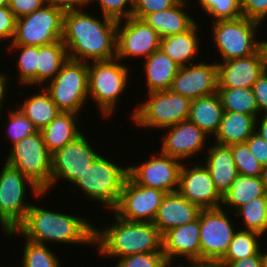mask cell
Returning a JSON list of instances; mask_svg holds the SVG:
<instances>
[{"instance_id": "cell-5", "label": "cell", "mask_w": 267, "mask_h": 267, "mask_svg": "<svg viewBox=\"0 0 267 267\" xmlns=\"http://www.w3.org/2000/svg\"><path fill=\"white\" fill-rule=\"evenodd\" d=\"M114 162L100 154L73 183L86 198L100 202L111 211L118 204L128 177V166L123 168Z\"/></svg>"}, {"instance_id": "cell-51", "label": "cell", "mask_w": 267, "mask_h": 267, "mask_svg": "<svg viewBox=\"0 0 267 267\" xmlns=\"http://www.w3.org/2000/svg\"><path fill=\"white\" fill-rule=\"evenodd\" d=\"M256 119L255 132L259 134L264 140L267 141V115H261ZM259 119V120H258Z\"/></svg>"}, {"instance_id": "cell-23", "label": "cell", "mask_w": 267, "mask_h": 267, "mask_svg": "<svg viewBox=\"0 0 267 267\" xmlns=\"http://www.w3.org/2000/svg\"><path fill=\"white\" fill-rule=\"evenodd\" d=\"M208 148L204 165L210 172L215 189L223 196L238 176L231 147L214 143Z\"/></svg>"}, {"instance_id": "cell-20", "label": "cell", "mask_w": 267, "mask_h": 267, "mask_svg": "<svg viewBox=\"0 0 267 267\" xmlns=\"http://www.w3.org/2000/svg\"><path fill=\"white\" fill-rule=\"evenodd\" d=\"M165 135L162 136L160 152L164 155L176 158L180 161L192 159L194 155L202 152L209 135L201 130L196 124L189 120L167 127ZM169 130V131H168ZM168 131V132H167Z\"/></svg>"}, {"instance_id": "cell-16", "label": "cell", "mask_w": 267, "mask_h": 267, "mask_svg": "<svg viewBox=\"0 0 267 267\" xmlns=\"http://www.w3.org/2000/svg\"><path fill=\"white\" fill-rule=\"evenodd\" d=\"M182 164V161L159 151L143 163L128 165V176L138 185L159 189L165 193L176 192Z\"/></svg>"}, {"instance_id": "cell-6", "label": "cell", "mask_w": 267, "mask_h": 267, "mask_svg": "<svg viewBox=\"0 0 267 267\" xmlns=\"http://www.w3.org/2000/svg\"><path fill=\"white\" fill-rule=\"evenodd\" d=\"M146 100L137 104L131 120L139 128L165 129L188 120L191 100L168 90L146 93Z\"/></svg>"}, {"instance_id": "cell-57", "label": "cell", "mask_w": 267, "mask_h": 267, "mask_svg": "<svg viewBox=\"0 0 267 267\" xmlns=\"http://www.w3.org/2000/svg\"><path fill=\"white\" fill-rule=\"evenodd\" d=\"M8 1L9 0H0V7L8 6Z\"/></svg>"}, {"instance_id": "cell-24", "label": "cell", "mask_w": 267, "mask_h": 267, "mask_svg": "<svg viewBox=\"0 0 267 267\" xmlns=\"http://www.w3.org/2000/svg\"><path fill=\"white\" fill-rule=\"evenodd\" d=\"M189 6L184 1H178L173 7L150 13L142 20L156 31L161 38L184 33L190 30L197 22L191 17L185 7ZM184 9L186 11H184Z\"/></svg>"}, {"instance_id": "cell-18", "label": "cell", "mask_w": 267, "mask_h": 267, "mask_svg": "<svg viewBox=\"0 0 267 267\" xmlns=\"http://www.w3.org/2000/svg\"><path fill=\"white\" fill-rule=\"evenodd\" d=\"M218 89V65L198 62L179 68L170 90L190 100L215 94Z\"/></svg>"}, {"instance_id": "cell-48", "label": "cell", "mask_w": 267, "mask_h": 267, "mask_svg": "<svg viewBox=\"0 0 267 267\" xmlns=\"http://www.w3.org/2000/svg\"><path fill=\"white\" fill-rule=\"evenodd\" d=\"M262 167L267 166V141L254 132L245 142Z\"/></svg>"}, {"instance_id": "cell-47", "label": "cell", "mask_w": 267, "mask_h": 267, "mask_svg": "<svg viewBox=\"0 0 267 267\" xmlns=\"http://www.w3.org/2000/svg\"><path fill=\"white\" fill-rule=\"evenodd\" d=\"M260 115H267V69L252 87ZM262 113V114H260Z\"/></svg>"}, {"instance_id": "cell-17", "label": "cell", "mask_w": 267, "mask_h": 267, "mask_svg": "<svg viewBox=\"0 0 267 267\" xmlns=\"http://www.w3.org/2000/svg\"><path fill=\"white\" fill-rule=\"evenodd\" d=\"M200 164L195 162L188 168L183 162L177 191L201 209L221 208L222 196L215 189L209 170Z\"/></svg>"}, {"instance_id": "cell-19", "label": "cell", "mask_w": 267, "mask_h": 267, "mask_svg": "<svg viewBox=\"0 0 267 267\" xmlns=\"http://www.w3.org/2000/svg\"><path fill=\"white\" fill-rule=\"evenodd\" d=\"M218 88H252L267 69L264 47L246 57L233 58L217 63Z\"/></svg>"}, {"instance_id": "cell-44", "label": "cell", "mask_w": 267, "mask_h": 267, "mask_svg": "<svg viewBox=\"0 0 267 267\" xmlns=\"http://www.w3.org/2000/svg\"><path fill=\"white\" fill-rule=\"evenodd\" d=\"M242 16L260 24L267 17V0H240Z\"/></svg>"}, {"instance_id": "cell-27", "label": "cell", "mask_w": 267, "mask_h": 267, "mask_svg": "<svg viewBox=\"0 0 267 267\" xmlns=\"http://www.w3.org/2000/svg\"><path fill=\"white\" fill-rule=\"evenodd\" d=\"M78 115L80 114L60 112L40 131L47 149L52 154L82 134L78 125L80 120Z\"/></svg>"}, {"instance_id": "cell-54", "label": "cell", "mask_w": 267, "mask_h": 267, "mask_svg": "<svg viewBox=\"0 0 267 267\" xmlns=\"http://www.w3.org/2000/svg\"><path fill=\"white\" fill-rule=\"evenodd\" d=\"M261 179L267 192V166L262 168Z\"/></svg>"}, {"instance_id": "cell-2", "label": "cell", "mask_w": 267, "mask_h": 267, "mask_svg": "<svg viewBox=\"0 0 267 267\" xmlns=\"http://www.w3.org/2000/svg\"><path fill=\"white\" fill-rule=\"evenodd\" d=\"M87 219L33 204L23 222L15 230L4 234L8 237L23 236L29 241L46 245L55 242L94 246V225Z\"/></svg>"}, {"instance_id": "cell-53", "label": "cell", "mask_w": 267, "mask_h": 267, "mask_svg": "<svg viewBox=\"0 0 267 267\" xmlns=\"http://www.w3.org/2000/svg\"><path fill=\"white\" fill-rule=\"evenodd\" d=\"M191 265H182L180 264L179 267H222V265L219 263V261H189Z\"/></svg>"}, {"instance_id": "cell-45", "label": "cell", "mask_w": 267, "mask_h": 267, "mask_svg": "<svg viewBox=\"0 0 267 267\" xmlns=\"http://www.w3.org/2000/svg\"><path fill=\"white\" fill-rule=\"evenodd\" d=\"M16 20L17 18L8 6L0 7V41H13Z\"/></svg>"}, {"instance_id": "cell-52", "label": "cell", "mask_w": 267, "mask_h": 267, "mask_svg": "<svg viewBox=\"0 0 267 267\" xmlns=\"http://www.w3.org/2000/svg\"><path fill=\"white\" fill-rule=\"evenodd\" d=\"M9 76L6 75V73L4 72H0V108L3 109V105L6 103L5 99V95L6 93V89L7 87V82L9 81ZM5 102V103H4Z\"/></svg>"}, {"instance_id": "cell-43", "label": "cell", "mask_w": 267, "mask_h": 267, "mask_svg": "<svg viewBox=\"0 0 267 267\" xmlns=\"http://www.w3.org/2000/svg\"><path fill=\"white\" fill-rule=\"evenodd\" d=\"M179 0H134L132 17L143 19L150 13L173 7Z\"/></svg>"}, {"instance_id": "cell-36", "label": "cell", "mask_w": 267, "mask_h": 267, "mask_svg": "<svg viewBox=\"0 0 267 267\" xmlns=\"http://www.w3.org/2000/svg\"><path fill=\"white\" fill-rule=\"evenodd\" d=\"M18 50L20 55L16 60V68L18 71V79L20 85L36 87V69H37V46L28 45H10V50Z\"/></svg>"}, {"instance_id": "cell-49", "label": "cell", "mask_w": 267, "mask_h": 267, "mask_svg": "<svg viewBox=\"0 0 267 267\" xmlns=\"http://www.w3.org/2000/svg\"><path fill=\"white\" fill-rule=\"evenodd\" d=\"M46 4L60 8L64 12L70 10H83V8L90 5L89 0H46Z\"/></svg>"}, {"instance_id": "cell-50", "label": "cell", "mask_w": 267, "mask_h": 267, "mask_svg": "<svg viewBox=\"0 0 267 267\" xmlns=\"http://www.w3.org/2000/svg\"><path fill=\"white\" fill-rule=\"evenodd\" d=\"M219 263L222 265V267H262L261 251L257 255L247 257L243 260Z\"/></svg>"}, {"instance_id": "cell-42", "label": "cell", "mask_w": 267, "mask_h": 267, "mask_svg": "<svg viewBox=\"0 0 267 267\" xmlns=\"http://www.w3.org/2000/svg\"><path fill=\"white\" fill-rule=\"evenodd\" d=\"M165 261L163 252L137 253L119 258L115 267H161Z\"/></svg>"}, {"instance_id": "cell-32", "label": "cell", "mask_w": 267, "mask_h": 267, "mask_svg": "<svg viewBox=\"0 0 267 267\" xmlns=\"http://www.w3.org/2000/svg\"><path fill=\"white\" fill-rule=\"evenodd\" d=\"M40 90L17 106L38 131L45 128L61 112L44 87Z\"/></svg>"}, {"instance_id": "cell-40", "label": "cell", "mask_w": 267, "mask_h": 267, "mask_svg": "<svg viewBox=\"0 0 267 267\" xmlns=\"http://www.w3.org/2000/svg\"><path fill=\"white\" fill-rule=\"evenodd\" d=\"M8 112V128L7 137L10 139L11 145L20 141L26 136L36 133L38 130L33 123L17 108Z\"/></svg>"}, {"instance_id": "cell-30", "label": "cell", "mask_w": 267, "mask_h": 267, "mask_svg": "<svg viewBox=\"0 0 267 267\" xmlns=\"http://www.w3.org/2000/svg\"><path fill=\"white\" fill-rule=\"evenodd\" d=\"M68 52L62 40L37 46L36 86L47 85L68 60Z\"/></svg>"}, {"instance_id": "cell-25", "label": "cell", "mask_w": 267, "mask_h": 267, "mask_svg": "<svg viewBox=\"0 0 267 267\" xmlns=\"http://www.w3.org/2000/svg\"><path fill=\"white\" fill-rule=\"evenodd\" d=\"M256 117L239 112L224 111L214 143L231 146L245 143L255 132Z\"/></svg>"}, {"instance_id": "cell-37", "label": "cell", "mask_w": 267, "mask_h": 267, "mask_svg": "<svg viewBox=\"0 0 267 267\" xmlns=\"http://www.w3.org/2000/svg\"><path fill=\"white\" fill-rule=\"evenodd\" d=\"M22 254V267H61L60 259L46 244L25 239Z\"/></svg>"}, {"instance_id": "cell-11", "label": "cell", "mask_w": 267, "mask_h": 267, "mask_svg": "<svg viewBox=\"0 0 267 267\" xmlns=\"http://www.w3.org/2000/svg\"><path fill=\"white\" fill-rule=\"evenodd\" d=\"M64 11L45 4L16 20L15 36L10 45L42 46L62 39Z\"/></svg>"}, {"instance_id": "cell-21", "label": "cell", "mask_w": 267, "mask_h": 267, "mask_svg": "<svg viewBox=\"0 0 267 267\" xmlns=\"http://www.w3.org/2000/svg\"><path fill=\"white\" fill-rule=\"evenodd\" d=\"M162 252L166 260L183 257L200 261V214L197 220L168 230L162 235Z\"/></svg>"}, {"instance_id": "cell-12", "label": "cell", "mask_w": 267, "mask_h": 267, "mask_svg": "<svg viewBox=\"0 0 267 267\" xmlns=\"http://www.w3.org/2000/svg\"><path fill=\"white\" fill-rule=\"evenodd\" d=\"M229 212L223 207L200 211V261H220L227 252L238 229Z\"/></svg>"}, {"instance_id": "cell-28", "label": "cell", "mask_w": 267, "mask_h": 267, "mask_svg": "<svg viewBox=\"0 0 267 267\" xmlns=\"http://www.w3.org/2000/svg\"><path fill=\"white\" fill-rule=\"evenodd\" d=\"M224 114L219 94L191 100L188 120L196 124L207 135L216 134Z\"/></svg>"}, {"instance_id": "cell-56", "label": "cell", "mask_w": 267, "mask_h": 267, "mask_svg": "<svg viewBox=\"0 0 267 267\" xmlns=\"http://www.w3.org/2000/svg\"><path fill=\"white\" fill-rule=\"evenodd\" d=\"M176 265V266H175ZM179 267V265H177V264H174V265H172V261H168V260H166L165 262H164V264L161 266V267Z\"/></svg>"}, {"instance_id": "cell-26", "label": "cell", "mask_w": 267, "mask_h": 267, "mask_svg": "<svg viewBox=\"0 0 267 267\" xmlns=\"http://www.w3.org/2000/svg\"><path fill=\"white\" fill-rule=\"evenodd\" d=\"M144 60L147 93L170 89L180 66L161 49L156 50Z\"/></svg>"}, {"instance_id": "cell-10", "label": "cell", "mask_w": 267, "mask_h": 267, "mask_svg": "<svg viewBox=\"0 0 267 267\" xmlns=\"http://www.w3.org/2000/svg\"><path fill=\"white\" fill-rule=\"evenodd\" d=\"M6 164L20 170L43 192L50 188L52 153L40 131L15 142L9 149Z\"/></svg>"}, {"instance_id": "cell-22", "label": "cell", "mask_w": 267, "mask_h": 267, "mask_svg": "<svg viewBox=\"0 0 267 267\" xmlns=\"http://www.w3.org/2000/svg\"><path fill=\"white\" fill-rule=\"evenodd\" d=\"M202 209L183 197L178 191L166 193L153 224L163 235L170 229L186 225L198 219Z\"/></svg>"}, {"instance_id": "cell-39", "label": "cell", "mask_w": 267, "mask_h": 267, "mask_svg": "<svg viewBox=\"0 0 267 267\" xmlns=\"http://www.w3.org/2000/svg\"><path fill=\"white\" fill-rule=\"evenodd\" d=\"M231 152L239 175L261 176L262 166L246 143L231 145Z\"/></svg>"}, {"instance_id": "cell-46", "label": "cell", "mask_w": 267, "mask_h": 267, "mask_svg": "<svg viewBox=\"0 0 267 267\" xmlns=\"http://www.w3.org/2000/svg\"><path fill=\"white\" fill-rule=\"evenodd\" d=\"M46 0H9L8 7L14 13L16 18L30 14L37 9L42 8Z\"/></svg>"}, {"instance_id": "cell-9", "label": "cell", "mask_w": 267, "mask_h": 267, "mask_svg": "<svg viewBox=\"0 0 267 267\" xmlns=\"http://www.w3.org/2000/svg\"><path fill=\"white\" fill-rule=\"evenodd\" d=\"M61 112L80 114L88 101V63L68 59L44 88Z\"/></svg>"}, {"instance_id": "cell-8", "label": "cell", "mask_w": 267, "mask_h": 267, "mask_svg": "<svg viewBox=\"0 0 267 267\" xmlns=\"http://www.w3.org/2000/svg\"><path fill=\"white\" fill-rule=\"evenodd\" d=\"M211 25L212 36L222 62L257 53L263 47V40H257L260 23L245 16L236 19L217 20Z\"/></svg>"}, {"instance_id": "cell-38", "label": "cell", "mask_w": 267, "mask_h": 267, "mask_svg": "<svg viewBox=\"0 0 267 267\" xmlns=\"http://www.w3.org/2000/svg\"><path fill=\"white\" fill-rule=\"evenodd\" d=\"M205 14L217 20L236 19L242 16L240 0H197Z\"/></svg>"}, {"instance_id": "cell-58", "label": "cell", "mask_w": 267, "mask_h": 267, "mask_svg": "<svg viewBox=\"0 0 267 267\" xmlns=\"http://www.w3.org/2000/svg\"><path fill=\"white\" fill-rule=\"evenodd\" d=\"M263 47H264V50L266 52V59H267V40H263Z\"/></svg>"}, {"instance_id": "cell-31", "label": "cell", "mask_w": 267, "mask_h": 267, "mask_svg": "<svg viewBox=\"0 0 267 267\" xmlns=\"http://www.w3.org/2000/svg\"><path fill=\"white\" fill-rule=\"evenodd\" d=\"M266 193L261 176L238 174L231 187L222 196L221 206H227L232 213V211L234 212L237 208L253 199L266 197ZM231 209L233 210L231 211Z\"/></svg>"}, {"instance_id": "cell-13", "label": "cell", "mask_w": 267, "mask_h": 267, "mask_svg": "<svg viewBox=\"0 0 267 267\" xmlns=\"http://www.w3.org/2000/svg\"><path fill=\"white\" fill-rule=\"evenodd\" d=\"M87 139L88 137L82 132L74 141L52 154L50 188L45 191L46 194L59 180H67L73 185L85 169L101 154L96 152V149L94 150L90 145L91 142Z\"/></svg>"}, {"instance_id": "cell-4", "label": "cell", "mask_w": 267, "mask_h": 267, "mask_svg": "<svg viewBox=\"0 0 267 267\" xmlns=\"http://www.w3.org/2000/svg\"><path fill=\"white\" fill-rule=\"evenodd\" d=\"M129 69L117 58L88 63V98L97 105L102 119L115 115L117 102L129 83Z\"/></svg>"}, {"instance_id": "cell-29", "label": "cell", "mask_w": 267, "mask_h": 267, "mask_svg": "<svg viewBox=\"0 0 267 267\" xmlns=\"http://www.w3.org/2000/svg\"><path fill=\"white\" fill-rule=\"evenodd\" d=\"M197 24L184 33L161 38L159 49L180 67L192 64L200 49L199 46L201 47L197 34L200 26Z\"/></svg>"}, {"instance_id": "cell-1", "label": "cell", "mask_w": 267, "mask_h": 267, "mask_svg": "<svg viewBox=\"0 0 267 267\" xmlns=\"http://www.w3.org/2000/svg\"><path fill=\"white\" fill-rule=\"evenodd\" d=\"M84 11V12H83ZM88 14L85 10L65 11L62 41L68 58L89 63L116 58V31L118 21Z\"/></svg>"}, {"instance_id": "cell-7", "label": "cell", "mask_w": 267, "mask_h": 267, "mask_svg": "<svg viewBox=\"0 0 267 267\" xmlns=\"http://www.w3.org/2000/svg\"><path fill=\"white\" fill-rule=\"evenodd\" d=\"M0 171V225L7 233L23 222L32 205L25 202L27 186L37 198L41 199L46 193L20 170L6 163Z\"/></svg>"}, {"instance_id": "cell-34", "label": "cell", "mask_w": 267, "mask_h": 267, "mask_svg": "<svg viewBox=\"0 0 267 267\" xmlns=\"http://www.w3.org/2000/svg\"><path fill=\"white\" fill-rule=\"evenodd\" d=\"M259 237L262 235L258 232L238 228L227 252L219 262H234L257 255L261 251Z\"/></svg>"}, {"instance_id": "cell-33", "label": "cell", "mask_w": 267, "mask_h": 267, "mask_svg": "<svg viewBox=\"0 0 267 267\" xmlns=\"http://www.w3.org/2000/svg\"><path fill=\"white\" fill-rule=\"evenodd\" d=\"M217 93L224 111L259 117L258 105L252 88H218Z\"/></svg>"}, {"instance_id": "cell-15", "label": "cell", "mask_w": 267, "mask_h": 267, "mask_svg": "<svg viewBox=\"0 0 267 267\" xmlns=\"http://www.w3.org/2000/svg\"><path fill=\"white\" fill-rule=\"evenodd\" d=\"M120 20L116 31V58L121 62L132 57L147 58L159 49L161 37L143 20L134 17Z\"/></svg>"}, {"instance_id": "cell-41", "label": "cell", "mask_w": 267, "mask_h": 267, "mask_svg": "<svg viewBox=\"0 0 267 267\" xmlns=\"http://www.w3.org/2000/svg\"><path fill=\"white\" fill-rule=\"evenodd\" d=\"M98 2L103 16L116 21L132 17L134 0H89V3Z\"/></svg>"}, {"instance_id": "cell-55", "label": "cell", "mask_w": 267, "mask_h": 267, "mask_svg": "<svg viewBox=\"0 0 267 267\" xmlns=\"http://www.w3.org/2000/svg\"><path fill=\"white\" fill-rule=\"evenodd\" d=\"M261 264H262V267H267V251L264 253L261 250Z\"/></svg>"}, {"instance_id": "cell-35", "label": "cell", "mask_w": 267, "mask_h": 267, "mask_svg": "<svg viewBox=\"0 0 267 267\" xmlns=\"http://www.w3.org/2000/svg\"><path fill=\"white\" fill-rule=\"evenodd\" d=\"M235 217L243 220L246 230L260 233L262 236L267 233V200L266 197H259L237 208L232 212ZM266 232V233H265ZM265 233V234H264Z\"/></svg>"}, {"instance_id": "cell-3", "label": "cell", "mask_w": 267, "mask_h": 267, "mask_svg": "<svg viewBox=\"0 0 267 267\" xmlns=\"http://www.w3.org/2000/svg\"><path fill=\"white\" fill-rule=\"evenodd\" d=\"M102 229L94 226V246L108 258H122L137 253L162 252V234L153 222H133L118 217Z\"/></svg>"}, {"instance_id": "cell-14", "label": "cell", "mask_w": 267, "mask_h": 267, "mask_svg": "<svg viewBox=\"0 0 267 267\" xmlns=\"http://www.w3.org/2000/svg\"><path fill=\"white\" fill-rule=\"evenodd\" d=\"M165 194L159 189L138 185L128 176L112 211L127 221L153 222Z\"/></svg>"}]
</instances>
